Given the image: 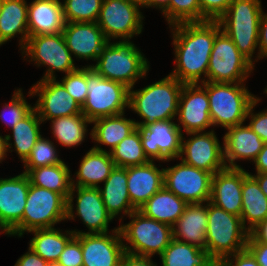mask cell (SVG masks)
<instances>
[{"mask_svg": "<svg viewBox=\"0 0 267 266\" xmlns=\"http://www.w3.org/2000/svg\"><path fill=\"white\" fill-rule=\"evenodd\" d=\"M169 2L170 0H140L141 6L143 7H155L156 9H160L162 11V15L166 17V21L169 24Z\"/></svg>", "mask_w": 267, "mask_h": 266, "instance_id": "cell-52", "label": "cell"}, {"mask_svg": "<svg viewBox=\"0 0 267 266\" xmlns=\"http://www.w3.org/2000/svg\"><path fill=\"white\" fill-rule=\"evenodd\" d=\"M62 34L73 57L87 61H97L109 42L97 22H65Z\"/></svg>", "mask_w": 267, "mask_h": 266, "instance_id": "cell-21", "label": "cell"}, {"mask_svg": "<svg viewBox=\"0 0 267 266\" xmlns=\"http://www.w3.org/2000/svg\"><path fill=\"white\" fill-rule=\"evenodd\" d=\"M42 120L39 118L37 111L33 108L23 119H21L12 130L13 143L11 142V135L4 137V152L5 157L7 152L14 147V151L18 154L22 162H24L30 155L33 146L42 136L40 133V125ZM14 146H13V145Z\"/></svg>", "mask_w": 267, "mask_h": 266, "instance_id": "cell-31", "label": "cell"}, {"mask_svg": "<svg viewBox=\"0 0 267 266\" xmlns=\"http://www.w3.org/2000/svg\"><path fill=\"white\" fill-rule=\"evenodd\" d=\"M70 172L69 166L63 161L55 165L33 168L27 175L31 184L57 192L68 200L72 188Z\"/></svg>", "mask_w": 267, "mask_h": 266, "instance_id": "cell-36", "label": "cell"}, {"mask_svg": "<svg viewBox=\"0 0 267 266\" xmlns=\"http://www.w3.org/2000/svg\"><path fill=\"white\" fill-rule=\"evenodd\" d=\"M26 0H2L0 9V46L20 34L21 50L29 37Z\"/></svg>", "mask_w": 267, "mask_h": 266, "instance_id": "cell-28", "label": "cell"}, {"mask_svg": "<svg viewBox=\"0 0 267 266\" xmlns=\"http://www.w3.org/2000/svg\"><path fill=\"white\" fill-rule=\"evenodd\" d=\"M177 126L185 133L205 132L212 127L209 98L202 84H183L178 103ZM183 129H182V128Z\"/></svg>", "mask_w": 267, "mask_h": 266, "instance_id": "cell-18", "label": "cell"}, {"mask_svg": "<svg viewBox=\"0 0 267 266\" xmlns=\"http://www.w3.org/2000/svg\"><path fill=\"white\" fill-rule=\"evenodd\" d=\"M254 67L221 30L213 43L206 82L244 83Z\"/></svg>", "mask_w": 267, "mask_h": 266, "instance_id": "cell-11", "label": "cell"}, {"mask_svg": "<svg viewBox=\"0 0 267 266\" xmlns=\"http://www.w3.org/2000/svg\"><path fill=\"white\" fill-rule=\"evenodd\" d=\"M206 250L219 265L225 258L246 249L249 231L241 217L207 202Z\"/></svg>", "mask_w": 267, "mask_h": 266, "instance_id": "cell-4", "label": "cell"}, {"mask_svg": "<svg viewBox=\"0 0 267 266\" xmlns=\"http://www.w3.org/2000/svg\"><path fill=\"white\" fill-rule=\"evenodd\" d=\"M5 152H4V137L0 135V163L5 160Z\"/></svg>", "mask_w": 267, "mask_h": 266, "instance_id": "cell-56", "label": "cell"}, {"mask_svg": "<svg viewBox=\"0 0 267 266\" xmlns=\"http://www.w3.org/2000/svg\"><path fill=\"white\" fill-rule=\"evenodd\" d=\"M115 166L109 151H98L91 148L80 162L78 171L75 173L76 180L71 178L72 186L98 188Z\"/></svg>", "mask_w": 267, "mask_h": 266, "instance_id": "cell-30", "label": "cell"}, {"mask_svg": "<svg viewBox=\"0 0 267 266\" xmlns=\"http://www.w3.org/2000/svg\"><path fill=\"white\" fill-rule=\"evenodd\" d=\"M256 173H265L267 172V143H264L262 150L259 152L255 160Z\"/></svg>", "mask_w": 267, "mask_h": 266, "instance_id": "cell-54", "label": "cell"}, {"mask_svg": "<svg viewBox=\"0 0 267 266\" xmlns=\"http://www.w3.org/2000/svg\"><path fill=\"white\" fill-rule=\"evenodd\" d=\"M76 197V215L74 214V196ZM80 217L81 221L88 228V232L80 230H72L76 234H93L109 232V223L114 220L107 212L104 202L102 201L101 193L98 188L72 186L71 192L67 200V218L75 220V217Z\"/></svg>", "mask_w": 267, "mask_h": 266, "instance_id": "cell-14", "label": "cell"}, {"mask_svg": "<svg viewBox=\"0 0 267 266\" xmlns=\"http://www.w3.org/2000/svg\"><path fill=\"white\" fill-rule=\"evenodd\" d=\"M57 153L59 152H57L54 142L41 136L33 146L29 157L23 162L25 169L23 173L27 174L33 168L62 163L63 160Z\"/></svg>", "mask_w": 267, "mask_h": 266, "instance_id": "cell-40", "label": "cell"}, {"mask_svg": "<svg viewBox=\"0 0 267 266\" xmlns=\"http://www.w3.org/2000/svg\"><path fill=\"white\" fill-rule=\"evenodd\" d=\"M87 98L82 114L93 121L97 118L120 115L129 107V88L108 80L87 65Z\"/></svg>", "mask_w": 267, "mask_h": 266, "instance_id": "cell-9", "label": "cell"}, {"mask_svg": "<svg viewBox=\"0 0 267 266\" xmlns=\"http://www.w3.org/2000/svg\"><path fill=\"white\" fill-rule=\"evenodd\" d=\"M187 135L191 136L187 140L182 136L180 160L212 175L227 168L223 144H220L213 129L207 132H191Z\"/></svg>", "mask_w": 267, "mask_h": 266, "instance_id": "cell-15", "label": "cell"}, {"mask_svg": "<svg viewBox=\"0 0 267 266\" xmlns=\"http://www.w3.org/2000/svg\"><path fill=\"white\" fill-rule=\"evenodd\" d=\"M209 98L212 125L224 129L244 124L248 110L255 101L244 83L204 82Z\"/></svg>", "mask_w": 267, "mask_h": 266, "instance_id": "cell-6", "label": "cell"}, {"mask_svg": "<svg viewBox=\"0 0 267 266\" xmlns=\"http://www.w3.org/2000/svg\"><path fill=\"white\" fill-rule=\"evenodd\" d=\"M223 136L224 160L227 168H243L237 160H255L264 142L248 125L241 124L226 129ZM240 159V160H239Z\"/></svg>", "mask_w": 267, "mask_h": 266, "instance_id": "cell-23", "label": "cell"}, {"mask_svg": "<svg viewBox=\"0 0 267 266\" xmlns=\"http://www.w3.org/2000/svg\"><path fill=\"white\" fill-rule=\"evenodd\" d=\"M111 158L118 167H131L147 164V158L141 141V130L137 128L110 151Z\"/></svg>", "mask_w": 267, "mask_h": 266, "instance_id": "cell-38", "label": "cell"}, {"mask_svg": "<svg viewBox=\"0 0 267 266\" xmlns=\"http://www.w3.org/2000/svg\"><path fill=\"white\" fill-rule=\"evenodd\" d=\"M164 168L154 161L140 166L127 167V188L132 206L139 208L164 186Z\"/></svg>", "mask_w": 267, "mask_h": 266, "instance_id": "cell-24", "label": "cell"}, {"mask_svg": "<svg viewBox=\"0 0 267 266\" xmlns=\"http://www.w3.org/2000/svg\"><path fill=\"white\" fill-rule=\"evenodd\" d=\"M55 140L64 147H76L84 142L88 124H92L82 113L50 120Z\"/></svg>", "mask_w": 267, "mask_h": 266, "instance_id": "cell-37", "label": "cell"}, {"mask_svg": "<svg viewBox=\"0 0 267 266\" xmlns=\"http://www.w3.org/2000/svg\"><path fill=\"white\" fill-rule=\"evenodd\" d=\"M128 217L130 222L118 226L125 252L151 258L155 254L160 256L173 239V227L148 218L138 210Z\"/></svg>", "mask_w": 267, "mask_h": 266, "instance_id": "cell-7", "label": "cell"}, {"mask_svg": "<svg viewBox=\"0 0 267 266\" xmlns=\"http://www.w3.org/2000/svg\"><path fill=\"white\" fill-rule=\"evenodd\" d=\"M57 263L61 266H83L82 247L76 236L67 243Z\"/></svg>", "mask_w": 267, "mask_h": 266, "instance_id": "cell-45", "label": "cell"}, {"mask_svg": "<svg viewBox=\"0 0 267 266\" xmlns=\"http://www.w3.org/2000/svg\"><path fill=\"white\" fill-rule=\"evenodd\" d=\"M29 90L30 97H39L33 106L42 122L82 113L81 106L57 79L40 80Z\"/></svg>", "mask_w": 267, "mask_h": 266, "instance_id": "cell-16", "label": "cell"}, {"mask_svg": "<svg viewBox=\"0 0 267 266\" xmlns=\"http://www.w3.org/2000/svg\"><path fill=\"white\" fill-rule=\"evenodd\" d=\"M169 28L172 32L176 64L169 75L182 84L206 82L213 43L216 35L222 30L220 23L218 21L180 23Z\"/></svg>", "mask_w": 267, "mask_h": 266, "instance_id": "cell-1", "label": "cell"}, {"mask_svg": "<svg viewBox=\"0 0 267 266\" xmlns=\"http://www.w3.org/2000/svg\"><path fill=\"white\" fill-rule=\"evenodd\" d=\"M103 0H64L65 22H97Z\"/></svg>", "mask_w": 267, "mask_h": 266, "instance_id": "cell-39", "label": "cell"}, {"mask_svg": "<svg viewBox=\"0 0 267 266\" xmlns=\"http://www.w3.org/2000/svg\"><path fill=\"white\" fill-rule=\"evenodd\" d=\"M249 234L258 242L267 244V218L254 227Z\"/></svg>", "mask_w": 267, "mask_h": 266, "instance_id": "cell-53", "label": "cell"}, {"mask_svg": "<svg viewBox=\"0 0 267 266\" xmlns=\"http://www.w3.org/2000/svg\"><path fill=\"white\" fill-rule=\"evenodd\" d=\"M159 257L162 266H218L206 249L174 238Z\"/></svg>", "mask_w": 267, "mask_h": 266, "instance_id": "cell-35", "label": "cell"}, {"mask_svg": "<svg viewBox=\"0 0 267 266\" xmlns=\"http://www.w3.org/2000/svg\"><path fill=\"white\" fill-rule=\"evenodd\" d=\"M233 0H199L201 22L217 21L229 8Z\"/></svg>", "mask_w": 267, "mask_h": 266, "instance_id": "cell-44", "label": "cell"}, {"mask_svg": "<svg viewBox=\"0 0 267 266\" xmlns=\"http://www.w3.org/2000/svg\"><path fill=\"white\" fill-rule=\"evenodd\" d=\"M175 119L156 121L141 130L144 152L150 161L169 162L180 157L182 136Z\"/></svg>", "mask_w": 267, "mask_h": 266, "instance_id": "cell-17", "label": "cell"}, {"mask_svg": "<svg viewBox=\"0 0 267 266\" xmlns=\"http://www.w3.org/2000/svg\"><path fill=\"white\" fill-rule=\"evenodd\" d=\"M59 82L82 107L88 94L87 66H82L73 72L65 74V76Z\"/></svg>", "mask_w": 267, "mask_h": 266, "instance_id": "cell-43", "label": "cell"}, {"mask_svg": "<svg viewBox=\"0 0 267 266\" xmlns=\"http://www.w3.org/2000/svg\"><path fill=\"white\" fill-rule=\"evenodd\" d=\"M261 5V0H233L217 20L239 52L253 65V54L259 48V24L263 11Z\"/></svg>", "mask_w": 267, "mask_h": 266, "instance_id": "cell-5", "label": "cell"}, {"mask_svg": "<svg viewBox=\"0 0 267 266\" xmlns=\"http://www.w3.org/2000/svg\"><path fill=\"white\" fill-rule=\"evenodd\" d=\"M48 266H61L60 264H58L57 262H54V263H49Z\"/></svg>", "mask_w": 267, "mask_h": 266, "instance_id": "cell-57", "label": "cell"}, {"mask_svg": "<svg viewBox=\"0 0 267 266\" xmlns=\"http://www.w3.org/2000/svg\"><path fill=\"white\" fill-rule=\"evenodd\" d=\"M103 185L104 187H98V189L107 212L113 219L123 212V216L119 217L121 223L124 215L128 216L136 211L129 198L127 168L115 166Z\"/></svg>", "mask_w": 267, "mask_h": 266, "instance_id": "cell-27", "label": "cell"}, {"mask_svg": "<svg viewBox=\"0 0 267 266\" xmlns=\"http://www.w3.org/2000/svg\"><path fill=\"white\" fill-rule=\"evenodd\" d=\"M246 249L253 255L259 266H267V244L258 243L249 234Z\"/></svg>", "mask_w": 267, "mask_h": 266, "instance_id": "cell-48", "label": "cell"}, {"mask_svg": "<svg viewBox=\"0 0 267 266\" xmlns=\"http://www.w3.org/2000/svg\"><path fill=\"white\" fill-rule=\"evenodd\" d=\"M34 237L30 240L29 247L45 261L57 262L67 243L75 236L72 230L45 228L32 230Z\"/></svg>", "mask_w": 267, "mask_h": 266, "instance_id": "cell-34", "label": "cell"}, {"mask_svg": "<svg viewBox=\"0 0 267 266\" xmlns=\"http://www.w3.org/2000/svg\"><path fill=\"white\" fill-rule=\"evenodd\" d=\"M124 114L101 117L91 121L94 126L91 129L90 136L97 143L92 147L93 149L107 151L101 147V145H106L110 147V152L118 143L138 128L136 120L127 119ZM98 144L101 145L99 146Z\"/></svg>", "mask_w": 267, "mask_h": 266, "instance_id": "cell-29", "label": "cell"}, {"mask_svg": "<svg viewBox=\"0 0 267 266\" xmlns=\"http://www.w3.org/2000/svg\"><path fill=\"white\" fill-rule=\"evenodd\" d=\"M240 217L243 226L249 232L267 218V197L251 173L243 179L242 212ZM247 223L249 224L248 226L246 225Z\"/></svg>", "mask_w": 267, "mask_h": 266, "instance_id": "cell-33", "label": "cell"}, {"mask_svg": "<svg viewBox=\"0 0 267 266\" xmlns=\"http://www.w3.org/2000/svg\"><path fill=\"white\" fill-rule=\"evenodd\" d=\"M183 84L167 75L144 88L129 89V109L143 120L135 121L138 128L147 127L156 121L175 119L178 114L179 96Z\"/></svg>", "mask_w": 267, "mask_h": 266, "instance_id": "cell-2", "label": "cell"}, {"mask_svg": "<svg viewBox=\"0 0 267 266\" xmlns=\"http://www.w3.org/2000/svg\"><path fill=\"white\" fill-rule=\"evenodd\" d=\"M260 100L259 97H255V101L251 104L246 118H250L248 126L260 136L264 143H267V109L258 113L253 112Z\"/></svg>", "mask_w": 267, "mask_h": 266, "instance_id": "cell-46", "label": "cell"}, {"mask_svg": "<svg viewBox=\"0 0 267 266\" xmlns=\"http://www.w3.org/2000/svg\"><path fill=\"white\" fill-rule=\"evenodd\" d=\"M257 182L260 185V188L262 190V192L266 195L267 197V172L265 173H256V175H252Z\"/></svg>", "mask_w": 267, "mask_h": 266, "instance_id": "cell-55", "label": "cell"}, {"mask_svg": "<svg viewBox=\"0 0 267 266\" xmlns=\"http://www.w3.org/2000/svg\"><path fill=\"white\" fill-rule=\"evenodd\" d=\"M33 108L34 106H31V104L26 101L22 92V88L17 90L15 89L9 104L5 103L3 106V111L0 112V120L10 128H13Z\"/></svg>", "mask_w": 267, "mask_h": 266, "instance_id": "cell-42", "label": "cell"}, {"mask_svg": "<svg viewBox=\"0 0 267 266\" xmlns=\"http://www.w3.org/2000/svg\"><path fill=\"white\" fill-rule=\"evenodd\" d=\"M258 50L257 56L254 59V62L262 58L267 57V14L262 11V16L259 24V38H258Z\"/></svg>", "mask_w": 267, "mask_h": 266, "instance_id": "cell-49", "label": "cell"}, {"mask_svg": "<svg viewBox=\"0 0 267 266\" xmlns=\"http://www.w3.org/2000/svg\"><path fill=\"white\" fill-rule=\"evenodd\" d=\"M249 174L243 168H225L212 176L210 200L226 212L241 216L242 184Z\"/></svg>", "mask_w": 267, "mask_h": 266, "instance_id": "cell-22", "label": "cell"}, {"mask_svg": "<svg viewBox=\"0 0 267 266\" xmlns=\"http://www.w3.org/2000/svg\"><path fill=\"white\" fill-rule=\"evenodd\" d=\"M26 173L0 178V234L9 235L22 221L29 191Z\"/></svg>", "mask_w": 267, "mask_h": 266, "instance_id": "cell-20", "label": "cell"}, {"mask_svg": "<svg viewBox=\"0 0 267 266\" xmlns=\"http://www.w3.org/2000/svg\"><path fill=\"white\" fill-rule=\"evenodd\" d=\"M49 262L36 254L30 247L28 252L23 254L14 266H48Z\"/></svg>", "mask_w": 267, "mask_h": 266, "instance_id": "cell-50", "label": "cell"}, {"mask_svg": "<svg viewBox=\"0 0 267 266\" xmlns=\"http://www.w3.org/2000/svg\"><path fill=\"white\" fill-rule=\"evenodd\" d=\"M120 266H157L151 257L137 256L126 253L123 255Z\"/></svg>", "mask_w": 267, "mask_h": 266, "instance_id": "cell-51", "label": "cell"}, {"mask_svg": "<svg viewBox=\"0 0 267 266\" xmlns=\"http://www.w3.org/2000/svg\"><path fill=\"white\" fill-rule=\"evenodd\" d=\"M97 63L91 66L98 74L108 80L134 88L138 79L149 72V62L130 40L108 42L102 49Z\"/></svg>", "mask_w": 267, "mask_h": 266, "instance_id": "cell-3", "label": "cell"}, {"mask_svg": "<svg viewBox=\"0 0 267 266\" xmlns=\"http://www.w3.org/2000/svg\"><path fill=\"white\" fill-rule=\"evenodd\" d=\"M29 36L61 33L65 20L60 0H34L28 4Z\"/></svg>", "mask_w": 267, "mask_h": 266, "instance_id": "cell-26", "label": "cell"}, {"mask_svg": "<svg viewBox=\"0 0 267 266\" xmlns=\"http://www.w3.org/2000/svg\"><path fill=\"white\" fill-rule=\"evenodd\" d=\"M212 174L184 163L164 168V187L187 204L210 200Z\"/></svg>", "mask_w": 267, "mask_h": 266, "instance_id": "cell-13", "label": "cell"}, {"mask_svg": "<svg viewBox=\"0 0 267 266\" xmlns=\"http://www.w3.org/2000/svg\"><path fill=\"white\" fill-rule=\"evenodd\" d=\"M21 52L24 59L27 60L29 57V62H34L37 67L47 66V70L40 80L56 79V71L67 74L79 68L75 67L62 32L29 36Z\"/></svg>", "mask_w": 267, "mask_h": 266, "instance_id": "cell-10", "label": "cell"}, {"mask_svg": "<svg viewBox=\"0 0 267 266\" xmlns=\"http://www.w3.org/2000/svg\"><path fill=\"white\" fill-rule=\"evenodd\" d=\"M140 0H103L97 25L106 39L130 40L143 30Z\"/></svg>", "mask_w": 267, "mask_h": 266, "instance_id": "cell-12", "label": "cell"}, {"mask_svg": "<svg viewBox=\"0 0 267 266\" xmlns=\"http://www.w3.org/2000/svg\"><path fill=\"white\" fill-rule=\"evenodd\" d=\"M218 266H259L253 255L247 250L225 258Z\"/></svg>", "mask_w": 267, "mask_h": 266, "instance_id": "cell-47", "label": "cell"}, {"mask_svg": "<svg viewBox=\"0 0 267 266\" xmlns=\"http://www.w3.org/2000/svg\"><path fill=\"white\" fill-rule=\"evenodd\" d=\"M201 22L199 0H170L169 27L180 23Z\"/></svg>", "mask_w": 267, "mask_h": 266, "instance_id": "cell-41", "label": "cell"}, {"mask_svg": "<svg viewBox=\"0 0 267 266\" xmlns=\"http://www.w3.org/2000/svg\"><path fill=\"white\" fill-rule=\"evenodd\" d=\"M112 233H83L75 236L80 240L83 266H120L125 254L119 227Z\"/></svg>", "mask_w": 267, "mask_h": 266, "instance_id": "cell-19", "label": "cell"}, {"mask_svg": "<svg viewBox=\"0 0 267 266\" xmlns=\"http://www.w3.org/2000/svg\"><path fill=\"white\" fill-rule=\"evenodd\" d=\"M66 218L67 200L61 194L30 183L22 221L8 237L54 228L57 223L67 221Z\"/></svg>", "mask_w": 267, "mask_h": 266, "instance_id": "cell-8", "label": "cell"}, {"mask_svg": "<svg viewBox=\"0 0 267 266\" xmlns=\"http://www.w3.org/2000/svg\"><path fill=\"white\" fill-rule=\"evenodd\" d=\"M207 227V202L187 204L183 214L173 226V238L206 249Z\"/></svg>", "mask_w": 267, "mask_h": 266, "instance_id": "cell-25", "label": "cell"}, {"mask_svg": "<svg viewBox=\"0 0 267 266\" xmlns=\"http://www.w3.org/2000/svg\"><path fill=\"white\" fill-rule=\"evenodd\" d=\"M187 203L164 186L140 208L144 216L173 227L183 214Z\"/></svg>", "mask_w": 267, "mask_h": 266, "instance_id": "cell-32", "label": "cell"}]
</instances>
